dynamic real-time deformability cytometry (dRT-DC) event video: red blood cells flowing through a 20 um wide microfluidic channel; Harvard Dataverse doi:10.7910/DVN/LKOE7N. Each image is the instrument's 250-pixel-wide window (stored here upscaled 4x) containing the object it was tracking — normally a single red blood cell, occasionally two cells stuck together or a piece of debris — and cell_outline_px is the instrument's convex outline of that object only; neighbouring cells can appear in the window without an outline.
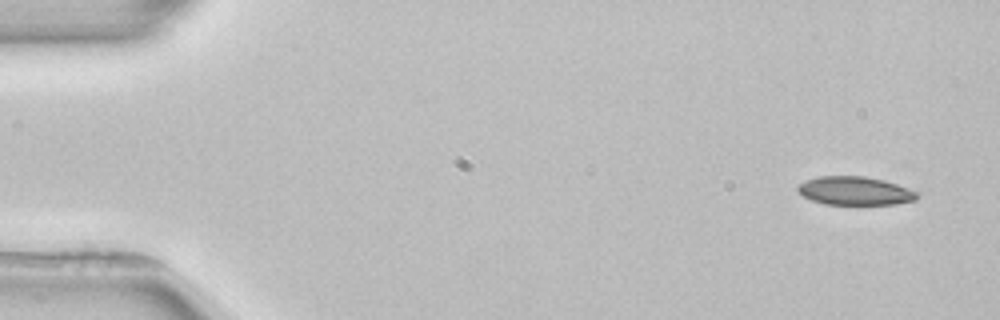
{"species": "common noctule bat (a hibernating species)", "species_latin": "Nyctalus noctula", "temperature_condition": "room temperature", "stored_images_in_passage": 4, "camera_frame_rate_fps": 3000, "um_per_image_px": 0.085, "animal": {"sex": "female", "body_mass_g": 22.7, "forearm_length_mm": 54.2}, "frame": {"image": 1, "passage_image": 1, "time_ms": 0.0, "image_size_px": [1000, 320], "cell_outline_px": [[920, 196], [916, 200], [896, 204], [824, 204], [812, 200], [804, 196], [796, 188], [804, 180], [816, 176], [864, 176], [884, 180], [896, 184], [916, 192]], "centroid_in_image_um": [72.66, 16.22], "position_along_channel_um": 12.3, "area_um2": 19.71}}
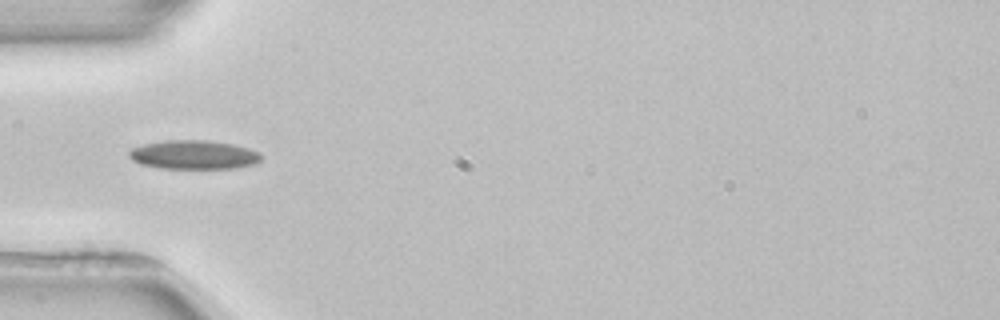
{"frame": {"image": 2, "passage_image": 4, "time_ms": 4.667, "image_size_px": [1000, 320], "cell_outline_px": [[264, 156], [256, 164], [232, 168], [160, 168], [140, 164], [132, 160], [128, 156], [128, 152], [132, 148], [144, 144], [168, 140], [208, 140], [232, 144], [248, 148], [260, 152]], "centroid_in_image_um": [16.48, 13.15], "position_along_channel_um": 68.5, "area_um2": 22.31}}